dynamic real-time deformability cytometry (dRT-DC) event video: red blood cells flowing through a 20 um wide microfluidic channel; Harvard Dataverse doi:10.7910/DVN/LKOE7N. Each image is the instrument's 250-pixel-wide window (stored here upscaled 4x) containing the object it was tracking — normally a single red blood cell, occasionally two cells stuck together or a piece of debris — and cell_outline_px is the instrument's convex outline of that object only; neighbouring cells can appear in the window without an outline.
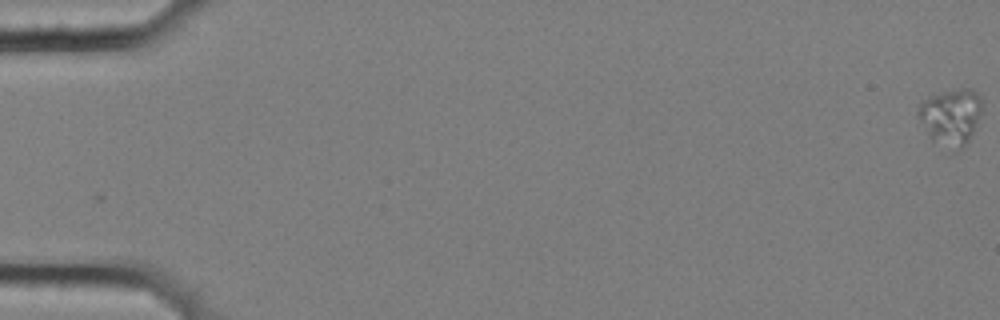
{"species": "common noctule bat (a hibernating species)", "species_latin": "Nyctalus noctula", "temperature_condition": "cold", "stored_images_in_passage": 15, "camera_frame_rate_fps": 3000, "um_per_image_px": 0.085, "animal": {"sex": "female", "body_mass_g": 25.1}, "frame": {"image": 1, "passage_image": 1, "time_ms": 0.0, "image_size_px": [1000, 320], "cell_outline_px": [[980, 112], [976, 124], [968, 140], [956, 152], [932, 140], [916, 112], [920, 104], [924, 100], [932, 96], [944, 92], [964, 88], [972, 88], [976, 92], [980, 100]], "centroid_in_image_um": [80.81, 9.92], "position_along_channel_um": 4.2, "area_um2": 20.23}}